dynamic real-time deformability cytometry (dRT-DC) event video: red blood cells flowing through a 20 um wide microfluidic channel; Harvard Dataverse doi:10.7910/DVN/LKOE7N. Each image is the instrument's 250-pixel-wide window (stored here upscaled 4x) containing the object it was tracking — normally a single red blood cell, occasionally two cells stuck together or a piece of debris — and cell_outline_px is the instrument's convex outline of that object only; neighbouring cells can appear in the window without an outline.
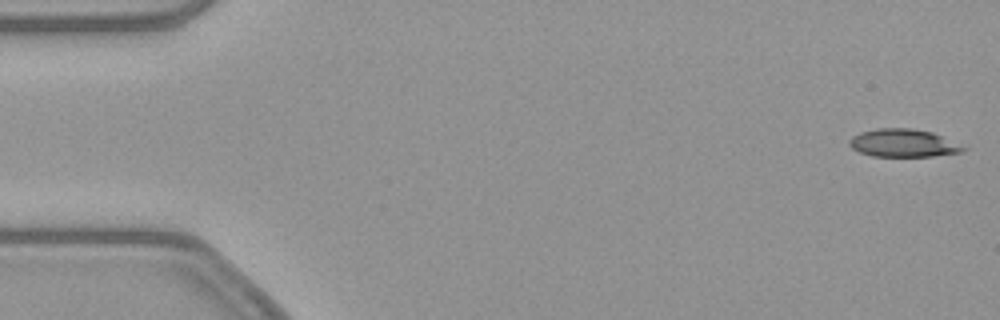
{"species": "common noctule bat (a hibernating species)", "species_latin": "Nyctalus noctula", "temperature_condition": "warm", "stored_images_in_passage": 49, "camera_frame_rate_fps": 3000, "um_per_image_px": 0.085, "animal": {"sex": "female", "body_mass_g": 21.9}, "frame": {"image": 1, "passage_image": 1, "time_ms": 0.0, "image_size_px": [1000, 320], "cell_outline_px": [[968, 148], [964, 152], [932, 156], [872, 156], [860, 152], [852, 148], [848, 144], [848, 140], [852, 136], [860, 132], [876, 128], [912, 128], [932, 132]], "centroid_in_image_um": [76.76, 12.16], "position_along_channel_um": 8.2, "area_um2": 18.55}}
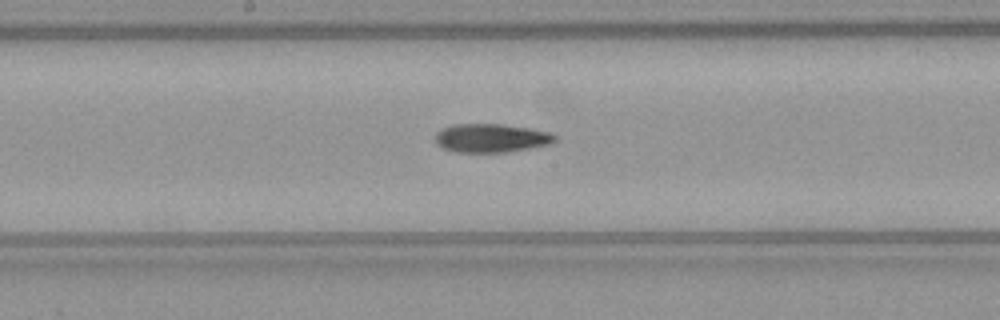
{"frame": {"image": 2, "passage_image": 27, "time_ms": 8.667, "image_size_px": [1000, 320], "cell_outline_px": [[560, 136], [556, 140], [548, 144], [528, 148], [504, 152], [456, 152], [444, 148], [436, 144], [436, 132], [452, 124], [504, 124], [552, 132]], "centroid_in_image_um": [41.77, 11.72], "position_along_channel_um": 206.4, "area_um2": 19.94}}
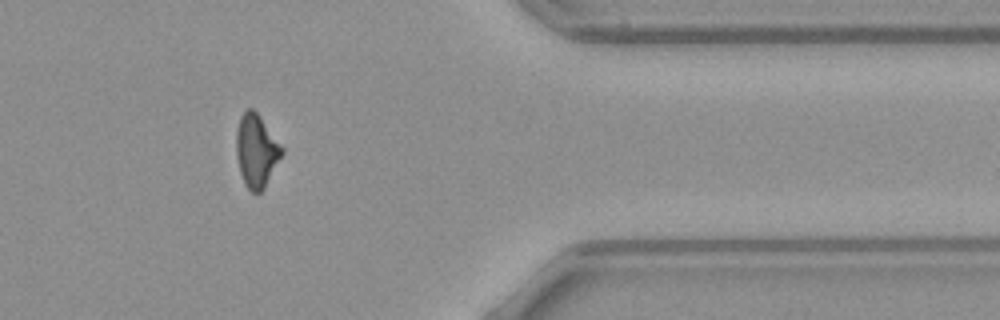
{"frame": {"image": 3, "passage_image": 43, "time_ms": 14.0, "image_size_px": [1000, 320], "cell_outline_px": [[284, 152], [264, 188], [260, 192], [252, 192], [244, 184], [240, 172], [236, 156], [236, 132], [240, 116], [248, 108], [252, 108], [256, 112], [284, 148]], "centroid_in_image_um": [21.78, 12.82], "position_along_channel_um": 389.6, "area_um2": 19.25}}